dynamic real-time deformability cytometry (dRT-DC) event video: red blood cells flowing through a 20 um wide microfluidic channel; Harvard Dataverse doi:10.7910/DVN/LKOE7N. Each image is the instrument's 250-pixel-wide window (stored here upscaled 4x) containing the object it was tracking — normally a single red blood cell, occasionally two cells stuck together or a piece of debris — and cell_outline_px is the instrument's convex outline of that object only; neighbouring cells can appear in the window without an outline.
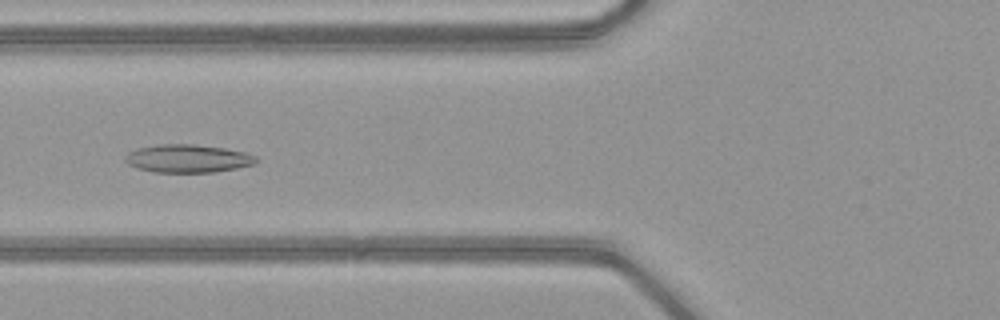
{"species": "common noctule bat (a hibernating species)", "species_latin": "Nyctalus noctula", "temperature_condition": "warm", "stored_images_in_passage": 49, "camera_frame_rate_fps": 3000, "um_per_image_px": 0.085, "animal": {"sex": "female", "body_mass_g": 21.9}, "frame": {"image": 1, "passage_image": 19, "time_ms": 6.0, "image_size_px": [1000, 320], "cell_outline_px": [[260, 160], [256, 164], [216, 172], [152, 172], [136, 168], [128, 164], [124, 160], [124, 156], [128, 152], [136, 148], [156, 144], [196, 144], [224, 148], [244, 152], [256, 156]], "centroid_in_image_um": [15.95, 13.47], "position_along_channel_um": 109.9, "area_um2": 21.73}}
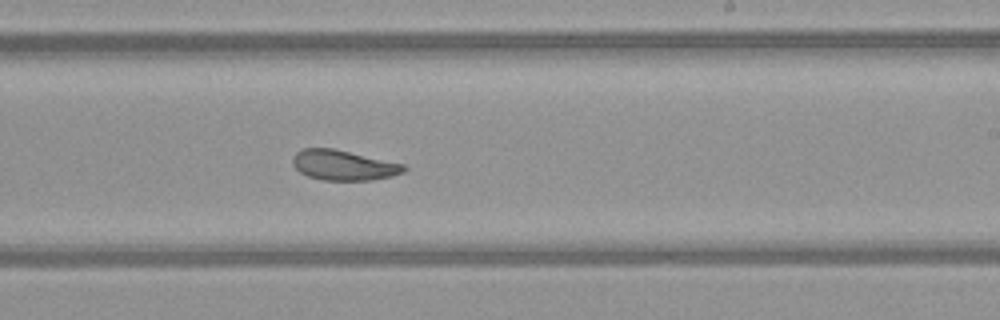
{"frame": {"image": 2, "passage_image": 30, "time_ms": 9.667, "image_size_px": [1000, 320], "cell_outline_px": [[408, 168], [404, 172], [392, 176], [372, 180], [324, 180], [308, 176], [300, 172], [292, 164], [292, 156], [296, 152], [304, 148], [332, 148], [404, 164]], "centroid_in_image_um": [29.19, 14.04], "position_along_channel_um": 259.8, "area_um2": 19.48}}
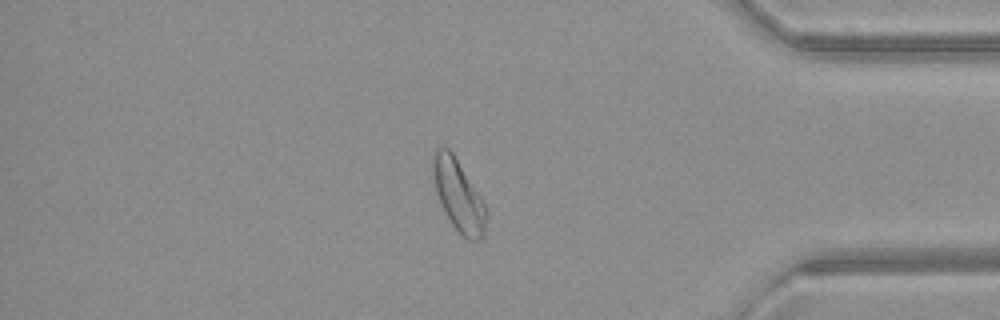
{"frame": {"image": 3, "passage_image": 42, "time_ms": 13.667, "image_size_px": [1000, 320], "cell_outline_px": [[488, 216], [484, 236], [480, 240], [468, 240], [452, 224], [436, 192], [432, 176], [432, 156], [436, 148], [440, 144], [448, 148], [452, 152], [488, 208]], "centroid_in_image_um": [38.99, 16.58], "position_along_channel_um": 396.2, "area_um2": 22.2}, "authors_computed_cell_mechanics": {"area_um2": 22.1952, "velocity_mm_per_s": 4.0834, "shape_relaxation_time_tau1_ms": null, "shape_relaxation_time_tau2_ms": 7.4334, "deformation_change_tau1": null, "deformation_change_tau2": 0.1563}}